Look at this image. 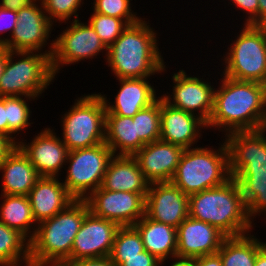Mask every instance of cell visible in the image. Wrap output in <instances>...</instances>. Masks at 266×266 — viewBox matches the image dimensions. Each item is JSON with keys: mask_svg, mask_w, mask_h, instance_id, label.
<instances>
[{"mask_svg": "<svg viewBox=\"0 0 266 266\" xmlns=\"http://www.w3.org/2000/svg\"><path fill=\"white\" fill-rule=\"evenodd\" d=\"M69 266H117V265L111 260L110 256H106V257L80 259L71 262Z\"/></svg>", "mask_w": 266, "mask_h": 266, "instance_id": "40", "label": "cell"}, {"mask_svg": "<svg viewBox=\"0 0 266 266\" xmlns=\"http://www.w3.org/2000/svg\"><path fill=\"white\" fill-rule=\"evenodd\" d=\"M172 92L159 95L170 106L197 115L206 123L213 110L215 87L209 78L178 70L172 74Z\"/></svg>", "mask_w": 266, "mask_h": 266, "instance_id": "12", "label": "cell"}, {"mask_svg": "<svg viewBox=\"0 0 266 266\" xmlns=\"http://www.w3.org/2000/svg\"><path fill=\"white\" fill-rule=\"evenodd\" d=\"M113 156L105 142L94 147L69 151L65 164V180L61 179L68 193L75 200H85L101 187Z\"/></svg>", "mask_w": 266, "mask_h": 266, "instance_id": "9", "label": "cell"}, {"mask_svg": "<svg viewBox=\"0 0 266 266\" xmlns=\"http://www.w3.org/2000/svg\"><path fill=\"white\" fill-rule=\"evenodd\" d=\"M146 19L128 25L108 48L105 62L114 78H154L167 72L158 33Z\"/></svg>", "mask_w": 266, "mask_h": 266, "instance_id": "2", "label": "cell"}, {"mask_svg": "<svg viewBox=\"0 0 266 266\" xmlns=\"http://www.w3.org/2000/svg\"><path fill=\"white\" fill-rule=\"evenodd\" d=\"M44 11L48 16V19L55 26L57 23H65L68 25V22L71 18L72 21L79 20V12L82 9L84 0H41Z\"/></svg>", "mask_w": 266, "mask_h": 266, "instance_id": "35", "label": "cell"}, {"mask_svg": "<svg viewBox=\"0 0 266 266\" xmlns=\"http://www.w3.org/2000/svg\"><path fill=\"white\" fill-rule=\"evenodd\" d=\"M145 214L177 228L189 216V196L171 182L152 183L146 195Z\"/></svg>", "mask_w": 266, "mask_h": 266, "instance_id": "17", "label": "cell"}, {"mask_svg": "<svg viewBox=\"0 0 266 266\" xmlns=\"http://www.w3.org/2000/svg\"><path fill=\"white\" fill-rule=\"evenodd\" d=\"M265 243L250 232L241 236L226 237L217 253L221 257L222 266H254L259 249Z\"/></svg>", "mask_w": 266, "mask_h": 266, "instance_id": "29", "label": "cell"}, {"mask_svg": "<svg viewBox=\"0 0 266 266\" xmlns=\"http://www.w3.org/2000/svg\"><path fill=\"white\" fill-rule=\"evenodd\" d=\"M91 9L95 13L123 19L128 25L138 23L142 17L137 16L132 8L133 0H93Z\"/></svg>", "mask_w": 266, "mask_h": 266, "instance_id": "36", "label": "cell"}, {"mask_svg": "<svg viewBox=\"0 0 266 266\" xmlns=\"http://www.w3.org/2000/svg\"><path fill=\"white\" fill-rule=\"evenodd\" d=\"M254 266H266V243L259 249Z\"/></svg>", "mask_w": 266, "mask_h": 266, "instance_id": "47", "label": "cell"}, {"mask_svg": "<svg viewBox=\"0 0 266 266\" xmlns=\"http://www.w3.org/2000/svg\"><path fill=\"white\" fill-rule=\"evenodd\" d=\"M69 109L60 115L61 140L68 151L105 142L106 107L99 93L81 94Z\"/></svg>", "mask_w": 266, "mask_h": 266, "instance_id": "8", "label": "cell"}, {"mask_svg": "<svg viewBox=\"0 0 266 266\" xmlns=\"http://www.w3.org/2000/svg\"><path fill=\"white\" fill-rule=\"evenodd\" d=\"M228 149L229 172L266 170V128L235 131L223 136Z\"/></svg>", "mask_w": 266, "mask_h": 266, "instance_id": "16", "label": "cell"}, {"mask_svg": "<svg viewBox=\"0 0 266 266\" xmlns=\"http://www.w3.org/2000/svg\"><path fill=\"white\" fill-rule=\"evenodd\" d=\"M17 23V12L0 7V45H4L12 35ZM9 31V32H8ZM6 32L10 33L6 34ZM5 33V35H4ZM5 36V37H3ZM7 36V37H6Z\"/></svg>", "mask_w": 266, "mask_h": 266, "instance_id": "38", "label": "cell"}, {"mask_svg": "<svg viewBox=\"0 0 266 266\" xmlns=\"http://www.w3.org/2000/svg\"><path fill=\"white\" fill-rule=\"evenodd\" d=\"M144 244L140 233L134 226H120L116 232L111 260L119 266L124 262V257L139 256L144 252Z\"/></svg>", "mask_w": 266, "mask_h": 266, "instance_id": "32", "label": "cell"}, {"mask_svg": "<svg viewBox=\"0 0 266 266\" xmlns=\"http://www.w3.org/2000/svg\"><path fill=\"white\" fill-rule=\"evenodd\" d=\"M220 76L221 79L216 78L220 81L216 86L218 88L215 87L207 129H219V133L225 136L235 131L266 128V90L263 83Z\"/></svg>", "mask_w": 266, "mask_h": 266, "instance_id": "1", "label": "cell"}, {"mask_svg": "<svg viewBox=\"0 0 266 266\" xmlns=\"http://www.w3.org/2000/svg\"><path fill=\"white\" fill-rule=\"evenodd\" d=\"M177 258L215 254L226 236L209 223L187 217L177 228Z\"/></svg>", "mask_w": 266, "mask_h": 266, "instance_id": "19", "label": "cell"}, {"mask_svg": "<svg viewBox=\"0 0 266 266\" xmlns=\"http://www.w3.org/2000/svg\"><path fill=\"white\" fill-rule=\"evenodd\" d=\"M146 195L109 191L101 186L85 201L94 216L114 221L119 226H133L145 215Z\"/></svg>", "mask_w": 266, "mask_h": 266, "instance_id": "13", "label": "cell"}, {"mask_svg": "<svg viewBox=\"0 0 266 266\" xmlns=\"http://www.w3.org/2000/svg\"><path fill=\"white\" fill-rule=\"evenodd\" d=\"M0 222L19 231L29 241L33 238L37 223L33 217L28 196L1 194Z\"/></svg>", "mask_w": 266, "mask_h": 266, "instance_id": "27", "label": "cell"}, {"mask_svg": "<svg viewBox=\"0 0 266 266\" xmlns=\"http://www.w3.org/2000/svg\"><path fill=\"white\" fill-rule=\"evenodd\" d=\"M228 6H233V9L240 10L243 13V24L258 25V0H228ZM236 7V8H234ZM245 14V15H244ZM245 16V17H244Z\"/></svg>", "mask_w": 266, "mask_h": 266, "instance_id": "37", "label": "cell"}, {"mask_svg": "<svg viewBox=\"0 0 266 266\" xmlns=\"http://www.w3.org/2000/svg\"><path fill=\"white\" fill-rule=\"evenodd\" d=\"M243 25V26H242ZM240 25L221 57L223 74L239 81L263 83L266 78V35L260 25ZM237 35V36H236ZM230 46V47H229ZM223 60V61H222Z\"/></svg>", "mask_w": 266, "mask_h": 266, "instance_id": "7", "label": "cell"}, {"mask_svg": "<svg viewBox=\"0 0 266 266\" xmlns=\"http://www.w3.org/2000/svg\"><path fill=\"white\" fill-rule=\"evenodd\" d=\"M27 196L37 224L54 217L75 200L59 177H40Z\"/></svg>", "mask_w": 266, "mask_h": 266, "instance_id": "22", "label": "cell"}, {"mask_svg": "<svg viewBox=\"0 0 266 266\" xmlns=\"http://www.w3.org/2000/svg\"><path fill=\"white\" fill-rule=\"evenodd\" d=\"M150 183L134 156L114 155L107 166L102 187L109 191L147 194Z\"/></svg>", "mask_w": 266, "mask_h": 266, "instance_id": "24", "label": "cell"}, {"mask_svg": "<svg viewBox=\"0 0 266 266\" xmlns=\"http://www.w3.org/2000/svg\"><path fill=\"white\" fill-rule=\"evenodd\" d=\"M17 146L8 136L0 133V162Z\"/></svg>", "mask_w": 266, "mask_h": 266, "instance_id": "42", "label": "cell"}, {"mask_svg": "<svg viewBox=\"0 0 266 266\" xmlns=\"http://www.w3.org/2000/svg\"><path fill=\"white\" fill-rule=\"evenodd\" d=\"M119 227L116 222L94 216L89 211L74 238L71 256L64 265L80 259L110 256Z\"/></svg>", "mask_w": 266, "mask_h": 266, "instance_id": "15", "label": "cell"}, {"mask_svg": "<svg viewBox=\"0 0 266 266\" xmlns=\"http://www.w3.org/2000/svg\"><path fill=\"white\" fill-rule=\"evenodd\" d=\"M119 266H162V262L145 250L139 256L124 257Z\"/></svg>", "mask_w": 266, "mask_h": 266, "instance_id": "39", "label": "cell"}, {"mask_svg": "<svg viewBox=\"0 0 266 266\" xmlns=\"http://www.w3.org/2000/svg\"><path fill=\"white\" fill-rule=\"evenodd\" d=\"M140 233L144 249L166 265L177 257V229L150 219L146 214L133 225Z\"/></svg>", "mask_w": 266, "mask_h": 266, "instance_id": "25", "label": "cell"}, {"mask_svg": "<svg viewBox=\"0 0 266 266\" xmlns=\"http://www.w3.org/2000/svg\"><path fill=\"white\" fill-rule=\"evenodd\" d=\"M222 139L215 148L202 144L185 149L170 182L187 196L223 185L231 176L228 149Z\"/></svg>", "mask_w": 266, "mask_h": 266, "instance_id": "5", "label": "cell"}, {"mask_svg": "<svg viewBox=\"0 0 266 266\" xmlns=\"http://www.w3.org/2000/svg\"><path fill=\"white\" fill-rule=\"evenodd\" d=\"M87 22L96 31L107 48L115 42L128 26L123 19L95 13L94 11L90 14Z\"/></svg>", "mask_w": 266, "mask_h": 266, "instance_id": "34", "label": "cell"}, {"mask_svg": "<svg viewBox=\"0 0 266 266\" xmlns=\"http://www.w3.org/2000/svg\"><path fill=\"white\" fill-rule=\"evenodd\" d=\"M0 133L8 136V121L6 119V96L0 97Z\"/></svg>", "mask_w": 266, "mask_h": 266, "instance_id": "44", "label": "cell"}, {"mask_svg": "<svg viewBox=\"0 0 266 266\" xmlns=\"http://www.w3.org/2000/svg\"><path fill=\"white\" fill-rule=\"evenodd\" d=\"M0 266H31L30 241L0 222Z\"/></svg>", "mask_w": 266, "mask_h": 266, "instance_id": "30", "label": "cell"}, {"mask_svg": "<svg viewBox=\"0 0 266 266\" xmlns=\"http://www.w3.org/2000/svg\"><path fill=\"white\" fill-rule=\"evenodd\" d=\"M189 217L209 223L226 237L253 232L237 180L231 177L223 185L189 196Z\"/></svg>", "mask_w": 266, "mask_h": 266, "instance_id": "3", "label": "cell"}, {"mask_svg": "<svg viewBox=\"0 0 266 266\" xmlns=\"http://www.w3.org/2000/svg\"><path fill=\"white\" fill-rule=\"evenodd\" d=\"M69 23L70 25L54 39L51 64L56 78L64 65L71 66L81 61L95 60L100 53L102 57L105 55V61L107 59L108 48L88 22L79 19Z\"/></svg>", "mask_w": 266, "mask_h": 266, "instance_id": "10", "label": "cell"}, {"mask_svg": "<svg viewBox=\"0 0 266 266\" xmlns=\"http://www.w3.org/2000/svg\"><path fill=\"white\" fill-rule=\"evenodd\" d=\"M88 212L85 200H74L54 217L37 224L30 240L31 266L64 264L71 256L74 238Z\"/></svg>", "mask_w": 266, "mask_h": 266, "instance_id": "4", "label": "cell"}, {"mask_svg": "<svg viewBox=\"0 0 266 266\" xmlns=\"http://www.w3.org/2000/svg\"><path fill=\"white\" fill-rule=\"evenodd\" d=\"M133 120H136V136L144 144L160 140V97L136 113Z\"/></svg>", "mask_w": 266, "mask_h": 266, "instance_id": "33", "label": "cell"}, {"mask_svg": "<svg viewBox=\"0 0 266 266\" xmlns=\"http://www.w3.org/2000/svg\"><path fill=\"white\" fill-rule=\"evenodd\" d=\"M263 86L265 87V90H266V78H265V81L263 82Z\"/></svg>", "mask_w": 266, "mask_h": 266, "instance_id": "51", "label": "cell"}, {"mask_svg": "<svg viewBox=\"0 0 266 266\" xmlns=\"http://www.w3.org/2000/svg\"><path fill=\"white\" fill-rule=\"evenodd\" d=\"M54 128L46 127L37 135H33L30 142L21 138L17 146L28 157L40 177H61L60 172L65 167L68 156L67 146L62 142ZM35 136V137H34ZM26 141V142H25Z\"/></svg>", "mask_w": 266, "mask_h": 266, "instance_id": "14", "label": "cell"}, {"mask_svg": "<svg viewBox=\"0 0 266 266\" xmlns=\"http://www.w3.org/2000/svg\"><path fill=\"white\" fill-rule=\"evenodd\" d=\"M54 80L50 55L8 50L0 77V97L26 96L39 99Z\"/></svg>", "mask_w": 266, "mask_h": 266, "instance_id": "6", "label": "cell"}, {"mask_svg": "<svg viewBox=\"0 0 266 266\" xmlns=\"http://www.w3.org/2000/svg\"><path fill=\"white\" fill-rule=\"evenodd\" d=\"M241 188L248 218L254 223L257 216L266 219V170L237 171L233 176ZM262 214V215H261Z\"/></svg>", "mask_w": 266, "mask_h": 266, "instance_id": "28", "label": "cell"}, {"mask_svg": "<svg viewBox=\"0 0 266 266\" xmlns=\"http://www.w3.org/2000/svg\"><path fill=\"white\" fill-rule=\"evenodd\" d=\"M7 57H8V49L4 45H0V77L3 74Z\"/></svg>", "mask_w": 266, "mask_h": 266, "instance_id": "48", "label": "cell"}, {"mask_svg": "<svg viewBox=\"0 0 266 266\" xmlns=\"http://www.w3.org/2000/svg\"><path fill=\"white\" fill-rule=\"evenodd\" d=\"M105 143L114 155L134 156L145 144L136 136V120L106 115Z\"/></svg>", "mask_w": 266, "mask_h": 266, "instance_id": "26", "label": "cell"}, {"mask_svg": "<svg viewBox=\"0 0 266 266\" xmlns=\"http://www.w3.org/2000/svg\"><path fill=\"white\" fill-rule=\"evenodd\" d=\"M54 25L48 19L41 0H36L17 12L16 27L4 46L9 51L42 52L52 56L54 40L50 38ZM47 44L48 49L45 48Z\"/></svg>", "mask_w": 266, "mask_h": 266, "instance_id": "11", "label": "cell"}, {"mask_svg": "<svg viewBox=\"0 0 266 266\" xmlns=\"http://www.w3.org/2000/svg\"><path fill=\"white\" fill-rule=\"evenodd\" d=\"M1 194L27 196L40 178L22 150L16 146L0 162Z\"/></svg>", "mask_w": 266, "mask_h": 266, "instance_id": "23", "label": "cell"}, {"mask_svg": "<svg viewBox=\"0 0 266 266\" xmlns=\"http://www.w3.org/2000/svg\"><path fill=\"white\" fill-rule=\"evenodd\" d=\"M29 100V101H28ZM38 100L26 96H6V119L8 121V137H10L16 144L21 140L23 132H26L35 122L32 120V111L29 107L31 101ZM28 102V103H27ZM22 133V134H21ZM20 139L17 138V135Z\"/></svg>", "mask_w": 266, "mask_h": 266, "instance_id": "31", "label": "cell"}, {"mask_svg": "<svg viewBox=\"0 0 266 266\" xmlns=\"http://www.w3.org/2000/svg\"><path fill=\"white\" fill-rule=\"evenodd\" d=\"M258 25L266 23V0H258Z\"/></svg>", "mask_w": 266, "mask_h": 266, "instance_id": "45", "label": "cell"}, {"mask_svg": "<svg viewBox=\"0 0 266 266\" xmlns=\"http://www.w3.org/2000/svg\"><path fill=\"white\" fill-rule=\"evenodd\" d=\"M260 26L264 29V32H265V35H266V23H263Z\"/></svg>", "mask_w": 266, "mask_h": 266, "instance_id": "50", "label": "cell"}, {"mask_svg": "<svg viewBox=\"0 0 266 266\" xmlns=\"http://www.w3.org/2000/svg\"><path fill=\"white\" fill-rule=\"evenodd\" d=\"M195 266H222L221 257L218 253L197 257Z\"/></svg>", "mask_w": 266, "mask_h": 266, "instance_id": "43", "label": "cell"}, {"mask_svg": "<svg viewBox=\"0 0 266 266\" xmlns=\"http://www.w3.org/2000/svg\"><path fill=\"white\" fill-rule=\"evenodd\" d=\"M43 266H69V265H64V264H48V265H43Z\"/></svg>", "mask_w": 266, "mask_h": 266, "instance_id": "49", "label": "cell"}, {"mask_svg": "<svg viewBox=\"0 0 266 266\" xmlns=\"http://www.w3.org/2000/svg\"><path fill=\"white\" fill-rule=\"evenodd\" d=\"M36 0H1L0 7L18 12L24 7L31 6Z\"/></svg>", "mask_w": 266, "mask_h": 266, "instance_id": "41", "label": "cell"}, {"mask_svg": "<svg viewBox=\"0 0 266 266\" xmlns=\"http://www.w3.org/2000/svg\"><path fill=\"white\" fill-rule=\"evenodd\" d=\"M184 150L179 145L158 140L145 144L134 157L150 184L170 182Z\"/></svg>", "mask_w": 266, "mask_h": 266, "instance_id": "21", "label": "cell"}, {"mask_svg": "<svg viewBox=\"0 0 266 266\" xmlns=\"http://www.w3.org/2000/svg\"><path fill=\"white\" fill-rule=\"evenodd\" d=\"M172 263L168 266H195V258L194 259H188V258H173L171 259Z\"/></svg>", "mask_w": 266, "mask_h": 266, "instance_id": "46", "label": "cell"}, {"mask_svg": "<svg viewBox=\"0 0 266 266\" xmlns=\"http://www.w3.org/2000/svg\"><path fill=\"white\" fill-rule=\"evenodd\" d=\"M150 79L151 77L116 79L120 87L117 95H114V102L107 99L106 94L99 92L105 103L106 115L133 117L141 109L154 103L160 96Z\"/></svg>", "mask_w": 266, "mask_h": 266, "instance_id": "20", "label": "cell"}, {"mask_svg": "<svg viewBox=\"0 0 266 266\" xmlns=\"http://www.w3.org/2000/svg\"><path fill=\"white\" fill-rule=\"evenodd\" d=\"M160 140L179 145L184 149L196 147L207 123L195 114L177 109L160 96ZM204 130L202 132V130ZM196 144V145H195ZM195 145V146H194Z\"/></svg>", "mask_w": 266, "mask_h": 266, "instance_id": "18", "label": "cell"}]
</instances>
